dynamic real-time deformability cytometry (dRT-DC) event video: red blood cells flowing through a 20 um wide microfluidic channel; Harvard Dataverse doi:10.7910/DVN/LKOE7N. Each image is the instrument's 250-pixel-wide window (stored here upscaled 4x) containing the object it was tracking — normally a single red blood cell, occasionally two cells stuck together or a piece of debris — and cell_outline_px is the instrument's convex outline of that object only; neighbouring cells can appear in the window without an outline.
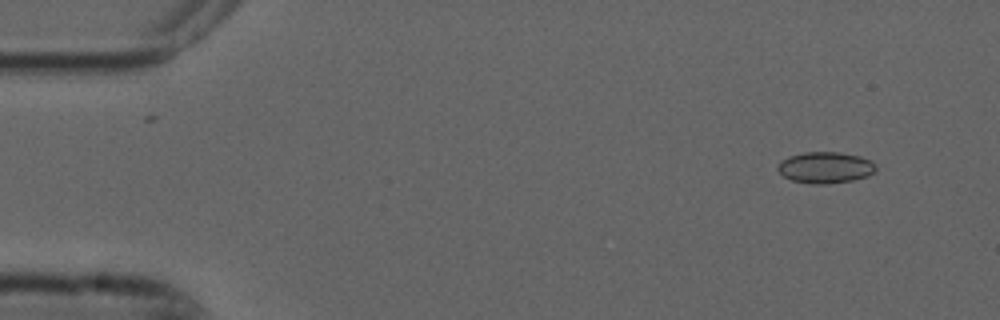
{"species": "common noctule bat (a hibernating species)", "species_latin": "Nyctalus noctula", "temperature_condition": "cold", "stored_images_in_passage": 2, "camera_frame_rate_fps": 3000, "um_per_image_px": 0.085, "animal": {"sex": "male", "forearm_length_mm": 52.5}, "frame": {"image": 1, "passage_image": 2, "time_ms": 0.333, "image_size_px": [1000, 320], "cell_outline_px": [[876, 172], [868, 176], [852, 180], [828, 184], [812, 184], [792, 180], [784, 176], [776, 168], [788, 156], [804, 152], [840, 152], [860, 156], [872, 160], [876, 164]], "centroid_in_image_um": [70.21, 14.24], "position_along_channel_um": 14.8, "area_um2": 17.98}}